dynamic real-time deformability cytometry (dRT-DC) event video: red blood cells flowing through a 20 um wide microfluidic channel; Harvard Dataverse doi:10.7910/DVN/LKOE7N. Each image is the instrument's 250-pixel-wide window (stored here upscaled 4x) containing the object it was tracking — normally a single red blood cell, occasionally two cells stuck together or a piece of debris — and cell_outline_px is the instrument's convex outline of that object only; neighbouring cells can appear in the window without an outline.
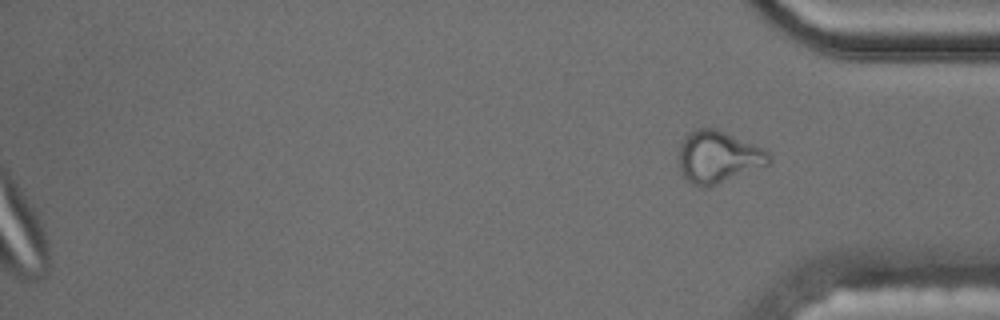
{"species": "common noctule bat (a hibernating species)", "species_latin": "Nyctalus noctula", "temperature_condition": "cold", "stored_images_in_passage": 45, "camera_frame_rate_fps": 3000, "um_per_image_px": 0.085, "animal": {"sex": "male", "body_mass_g": 17.5, "forearm_length_mm": 52.3}, "frame": {"image": 1, "passage_image": 45, "time_ms": 14.667, "image_size_px": [1000, 320], "cell_outline_px": [[772, 160], [768, 164], [708, 188], [700, 188], [692, 184], [680, 172], [680, 144], [684, 136], [696, 128], [716, 128], [752, 144], [768, 152], [772, 156]], "centroid_in_image_um": [61.01, 13.35], "position_along_channel_um": 374.2, "area_um2": 27.11}}